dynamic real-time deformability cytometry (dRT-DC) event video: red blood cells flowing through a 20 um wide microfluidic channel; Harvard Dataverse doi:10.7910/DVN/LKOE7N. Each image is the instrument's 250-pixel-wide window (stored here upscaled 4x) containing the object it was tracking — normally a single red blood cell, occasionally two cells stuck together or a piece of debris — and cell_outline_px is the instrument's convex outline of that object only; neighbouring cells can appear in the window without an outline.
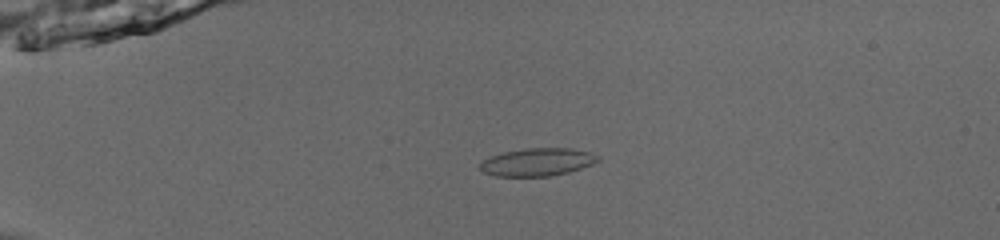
{"species": "common noctule bat (a hibernating species)", "species_latin": "Nyctalus noctula", "temperature_condition": "room temperature", "stored_images_in_passage": 39, "camera_frame_rate_fps": 3000, "um_per_image_px": 0.085, "animal": {"sex": "male", "body_mass_g": 13.0, "forearm_length_mm": 53.1}, "frame": {"image": 1, "passage_image": 1, "time_ms": 0.0, "image_size_px": [1000, 240], "cell_outline_px": [[600, 160], [592, 164], [568, 172], [548, 176], [496, 176], [484, 172], [480, 168], [480, 164], [484, 160], [492, 156], [504, 152], [528, 148], [572, 148], [588, 152], [600, 156]], "centroid_in_image_um": [45.7, 13.77], "position_along_channel_um": 39.3, "area_um2": 18.84}}
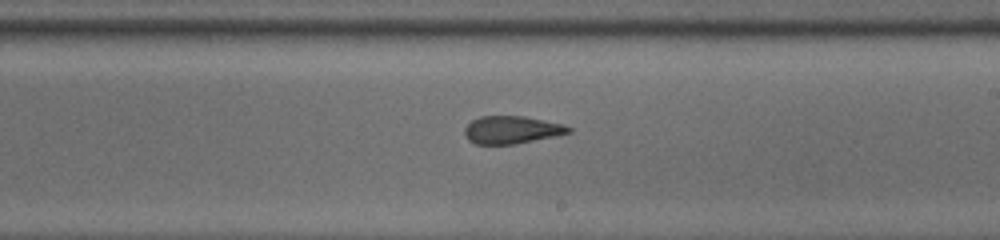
{"frame": {"image": 2, "passage_image": 20, "time_ms": 6.333, "image_size_px": [1000, 240], "cell_outline_px": [[572, 132], [512, 144], [476, 144], [468, 140], [464, 132], [464, 128], [472, 120], [480, 116], [524, 116], [564, 124], [572, 128]], "centroid_in_image_um": [43.47, 11.02], "position_along_channel_um": 245.5, "area_um2": 16.59}}
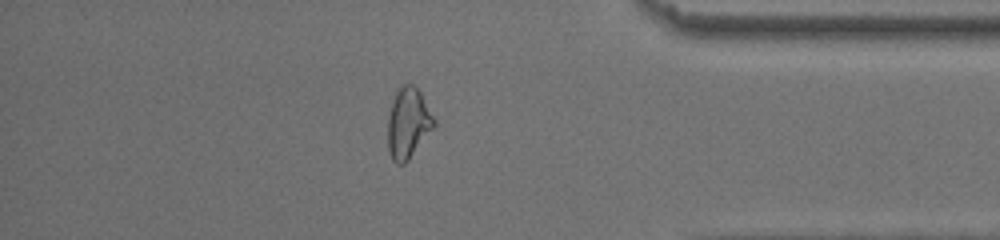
{"frame": {"image": 3, "passage_image": 33, "time_ms": 10.667, "image_size_px": [1000, 240], "cell_outline_px": [[436, 124], [408, 160], [404, 164], [396, 164], [392, 160], [388, 152], [388, 116], [396, 92], [404, 84], [412, 84], [420, 92], [436, 120]], "centroid_in_image_um": [34.68, 10.49], "position_along_channel_um": 400.5, "area_um2": 18.79}, "authors_computed_cell_mechanics": {"area_um2": 18.207, "velocity_mm_per_s": 3.9751, "shape_relaxation_time_tau1_ms": null, "shape_relaxation_time_tau2_ms": 2.7329, "deformation_change_tau1": null, "deformation_change_tau2": 0.0955}}